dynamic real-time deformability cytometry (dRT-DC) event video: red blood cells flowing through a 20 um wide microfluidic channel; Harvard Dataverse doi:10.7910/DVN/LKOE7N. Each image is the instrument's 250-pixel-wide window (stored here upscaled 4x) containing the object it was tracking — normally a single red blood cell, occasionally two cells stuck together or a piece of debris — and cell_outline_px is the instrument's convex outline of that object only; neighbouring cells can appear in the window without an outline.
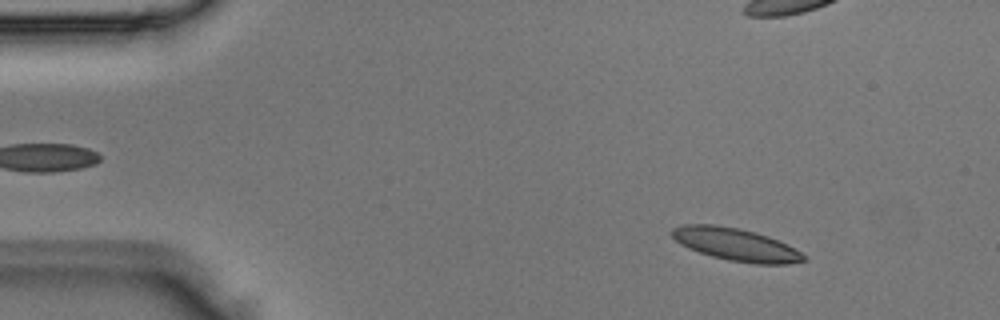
{"species": "Egyptian fruit bat (a non-hibernating species)", "species_latin": "Rousettus aegyptiacus", "temperature_condition": "room temperature", "stored_images_in_passage": 3, "camera_frame_rate_fps": 3000, "um_per_image_px": 0.085, "animal": {"sex": "male"}, "frame": {"image": 1, "passage_image": 1, "time_ms": 0.0, "image_size_px": [1000, 320], "cell_outline_px": [[808, 260], [788, 264], [756, 264], [728, 260], [712, 256], [688, 248], [680, 244], [672, 236], [672, 228], [684, 224], [716, 224], [740, 228], [756, 232], [768, 236], [788, 244], [808, 256]], "centroid_in_image_um": [62.59, 20.78], "position_along_channel_um": 22.4, "area_um2": 25.26}}